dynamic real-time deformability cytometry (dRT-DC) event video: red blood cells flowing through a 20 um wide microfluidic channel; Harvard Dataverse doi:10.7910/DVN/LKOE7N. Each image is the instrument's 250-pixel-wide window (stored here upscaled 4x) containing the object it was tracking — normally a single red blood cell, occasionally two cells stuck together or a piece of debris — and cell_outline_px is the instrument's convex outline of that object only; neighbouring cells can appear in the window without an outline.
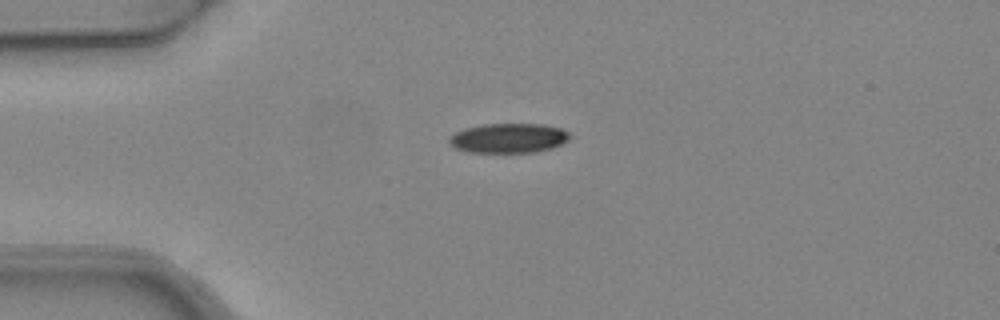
{"species": "common noctule bat (a hibernating species)", "species_latin": "Nyctalus noctula", "temperature_condition": "warm", "stored_images_in_passage": 5, "camera_frame_rate_fps": 3000, "um_per_image_px": 0.085, "animal": {"sex": "female", "body_mass_g": 24.6, "forearm_length_mm": 56.2}, "frame": {"image": 1, "passage_image": 5, "time_ms": 1.333, "image_size_px": [1000, 320], "cell_outline_px": [[572, 136], [568, 140], [552, 148], [536, 152], [468, 152], [456, 148], [448, 144], [448, 136], [464, 128], [484, 124], [544, 124], [560, 128], [568, 132]], "centroid_in_image_um": [43.21, 11.74], "position_along_channel_um": 41.8, "area_um2": 20.92}}